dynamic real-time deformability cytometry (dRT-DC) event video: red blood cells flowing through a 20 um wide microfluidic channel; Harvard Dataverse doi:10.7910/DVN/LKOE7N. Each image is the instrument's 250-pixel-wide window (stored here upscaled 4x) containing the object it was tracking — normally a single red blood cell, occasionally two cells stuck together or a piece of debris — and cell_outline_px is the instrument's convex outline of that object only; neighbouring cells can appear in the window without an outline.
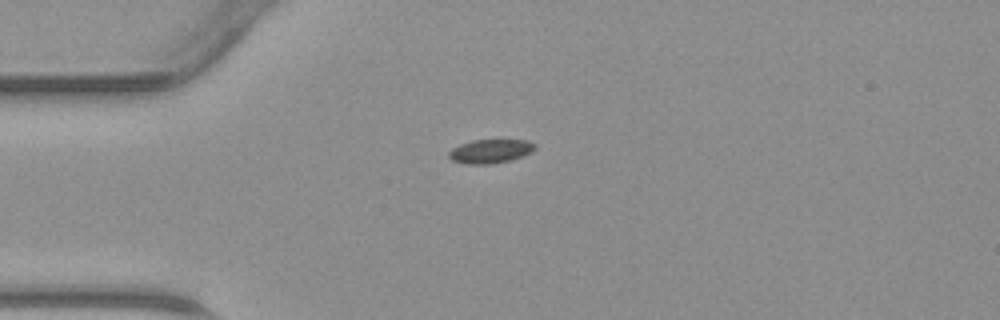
{"species": "common noctule bat (a hibernating species)", "species_latin": "Nyctalus noctula", "temperature_condition": "warm", "stored_images_in_passage": 35, "camera_frame_rate_fps": 3000, "um_per_image_px": 0.085, "animal": {"sex": "male", "body_mass_g": 23.1, "forearm_length_mm": 52.7}, "frame": {"image": 1, "passage_image": 1, "time_ms": 0.0, "image_size_px": [1000, 320], "cell_outline_px": [[536, 148], [532, 152], [508, 160], [488, 164], [464, 164], [452, 160], [448, 156], [448, 152], [452, 148], [460, 144], [472, 140], [528, 140], [536, 144]], "centroid_in_image_um": [41.66, 12.84], "position_along_channel_um": 43.3, "area_um2": 11.91}}
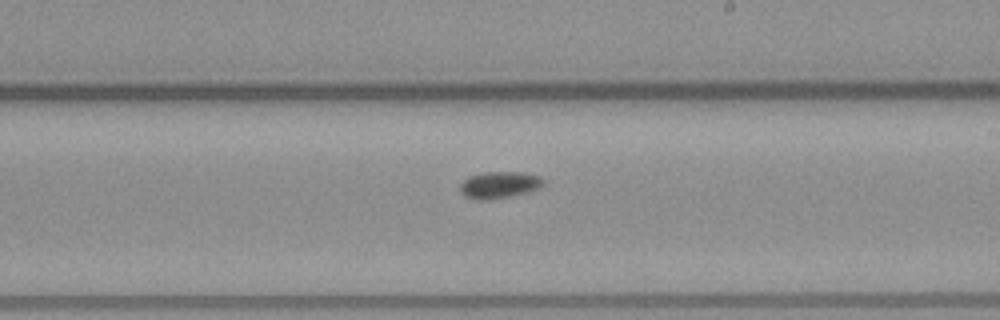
{"frame": {"image": 2, "passage_image": 16, "time_ms": 5.0, "image_size_px": [1000, 320], "cell_outline_px": [[544, 184], [540, 188], [528, 192], [508, 196], [484, 200], [476, 200], [464, 196], [460, 192], [460, 184], [468, 176], [484, 172], [524, 172], [540, 176], [544, 180]], "centroid_in_image_um": [42.44, 15.7], "position_along_channel_um": 246.6, "area_um2": 13.06}}
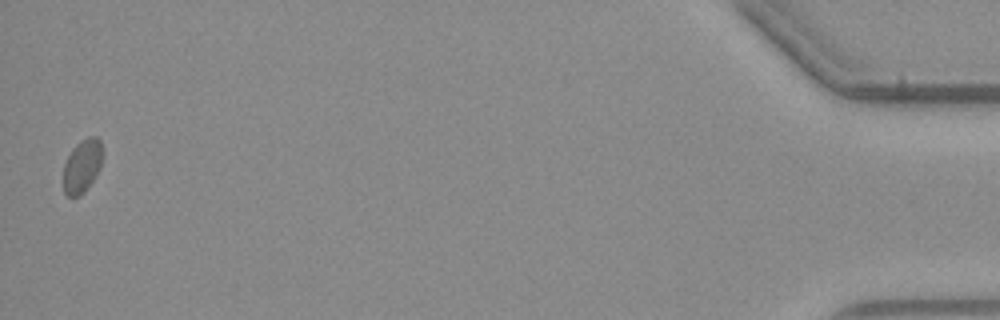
{"frame": {"image": 3, "passage_image": 35, "time_ms": 11.333, "image_size_px": [1000, 320], "cell_outline_px": [[100, 168], [96, 176], [84, 192], [80, 196], [68, 196], [64, 192], [64, 164], [72, 148], [80, 140], [88, 136], [96, 136], [100, 140]], "centroid_in_image_um": [6.96, 14.11], "position_along_channel_um": 428.2, "area_um2": 11.96}}